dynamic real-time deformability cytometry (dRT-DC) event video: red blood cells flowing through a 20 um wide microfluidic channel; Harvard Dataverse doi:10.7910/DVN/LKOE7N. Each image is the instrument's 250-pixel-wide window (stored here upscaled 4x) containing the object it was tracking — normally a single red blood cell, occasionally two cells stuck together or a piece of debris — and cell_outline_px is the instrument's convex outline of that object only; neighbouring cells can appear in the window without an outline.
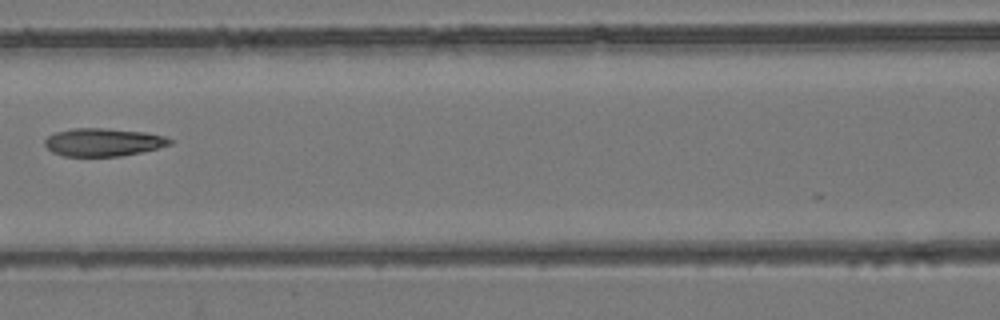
{"species": "common noctule bat (a hibernating species)", "species_latin": "Nyctalus noctula", "temperature_condition": "room temperature", "stored_images_in_passage": 7, "camera_frame_rate_fps": 3000, "um_per_image_px": 0.085, "animal": {"sex": "female", "body_mass_g": 24.6, "forearm_length_mm": 56.2}, "frame": {"image": 1, "passage_image": 7, "time_ms": 7.0, "image_size_px": [1000, 320], "cell_outline_px": [[172, 144], [140, 152], [120, 156], [64, 156], [52, 152], [44, 144], [44, 140], [48, 136], [56, 132], [72, 128], [104, 128], [144, 132], [164, 136], [172, 140]], "centroid_in_image_um": [8.74, 12.08], "position_along_channel_um": 157.9, "area_um2": 20.23}}